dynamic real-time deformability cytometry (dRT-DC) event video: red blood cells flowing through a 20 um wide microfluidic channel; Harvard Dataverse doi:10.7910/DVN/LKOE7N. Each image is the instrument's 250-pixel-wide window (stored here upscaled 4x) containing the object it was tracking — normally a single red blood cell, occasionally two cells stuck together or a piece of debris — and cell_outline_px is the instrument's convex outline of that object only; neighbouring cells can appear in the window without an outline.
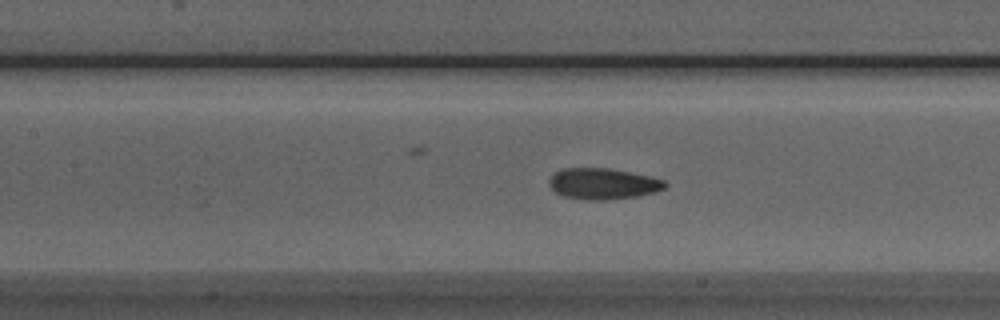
{"species": "Egyptian fruit bat (a non-hibernating species)", "species_latin": "Rousettus aegyptiacus", "temperature_condition": "room temperature", "stored_images_in_passage": 7, "camera_frame_rate_fps": 3000, "um_per_image_px": 0.085, "animal": {"sex": "male"}, "frame": {"image": 1, "passage_image": 5, "time_ms": 4.667, "image_size_px": [1000, 320], "cell_outline_px": [[668, 184], [664, 188], [656, 192], [636, 196], [604, 200], [588, 200], [564, 196], [556, 192], [548, 184], [548, 180], [556, 172], [564, 168], [608, 168], [652, 176], [664, 180]], "centroid_in_image_um": [51.27, 15.61], "position_along_channel_um": 156.1, "area_um2": 20.92}}